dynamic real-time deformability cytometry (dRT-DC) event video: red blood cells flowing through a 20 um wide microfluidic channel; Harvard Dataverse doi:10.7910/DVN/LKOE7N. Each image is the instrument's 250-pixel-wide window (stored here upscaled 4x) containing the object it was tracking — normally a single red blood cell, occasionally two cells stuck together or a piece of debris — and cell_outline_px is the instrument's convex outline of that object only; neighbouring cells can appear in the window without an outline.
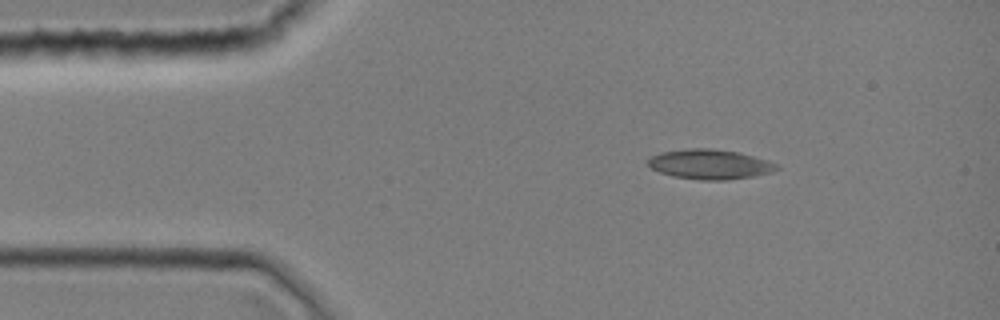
{"species": "common noctule bat (a hibernating species)", "species_latin": "Nyctalus noctula", "temperature_condition": "room temperature", "stored_images_in_passage": 1, "camera_frame_rate_fps": 3000, "um_per_image_px": 0.085, "animal": {"sex": "female", "body_mass_g": 19.0, "forearm_length_mm": 51.5}, "frame": {"image": 1, "passage_image": 1, "time_ms": 0.0, "image_size_px": [1000, 320], "cell_outline_px": [[780, 168], [772, 172], [752, 176], [728, 180], [700, 180], [672, 176], [660, 172], [652, 168], [648, 164], [648, 160], [652, 156], [660, 152], [684, 148], [712, 148], [740, 152], [768, 160], [776, 164]], "centroid_in_image_um": [60.34, 13.95], "position_along_channel_um": 24.7, "area_um2": 22.48}}